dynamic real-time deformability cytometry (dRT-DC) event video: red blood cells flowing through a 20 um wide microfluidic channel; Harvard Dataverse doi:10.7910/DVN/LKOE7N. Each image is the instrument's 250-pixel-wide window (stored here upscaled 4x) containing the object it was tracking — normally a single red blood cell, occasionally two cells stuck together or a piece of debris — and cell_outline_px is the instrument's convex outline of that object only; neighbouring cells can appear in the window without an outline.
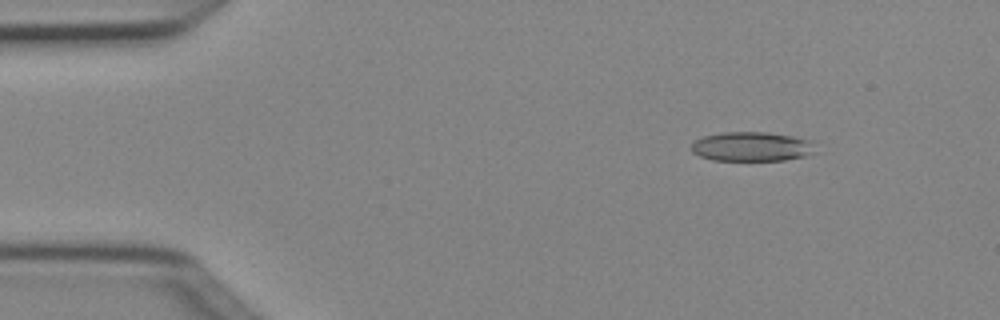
{"species": "Egyptian fruit bat (a non-hibernating species)", "species_latin": "Rousettus aegyptiacus", "temperature_condition": "cold", "stored_images_in_passage": 4, "camera_frame_rate_fps": 3000, "um_per_image_px": 0.085, "animal": {"sex": "female"}, "frame": {"image": 1, "passage_image": 2, "time_ms": 0.333, "image_size_px": [1000, 320], "cell_outline_px": [[812, 152], [804, 156], [784, 160], [712, 160], [700, 156], [692, 152], [688, 148], [696, 140], [704, 136], [720, 132], [768, 132], [792, 136], [808, 140]], "centroid_in_image_um": [63.78, 12.45], "position_along_channel_um": 21.2, "area_um2": 20.92}}
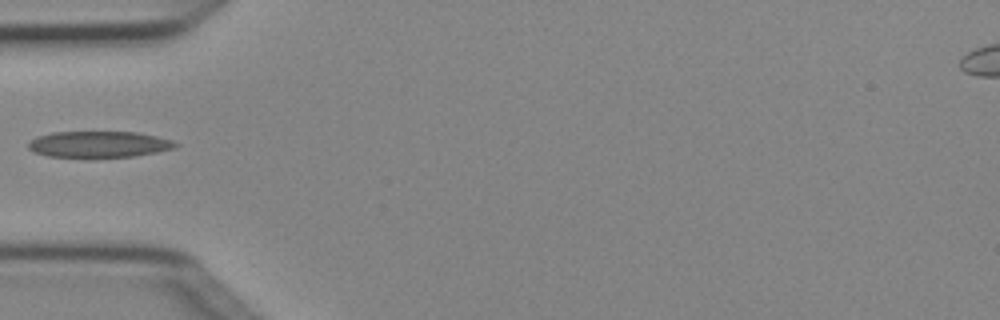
{"frame": {"image": 2, "passage_image": 4, "time_ms": 1.0, "image_size_px": [1000, 320], "cell_outline_px": [[180, 144], [176, 148], [156, 152], [132, 156], [92, 160], [84, 160], [48, 156], [32, 152], [28, 148], [28, 144], [36, 136], [52, 132], [136, 132], [156, 136], [172, 140]], "centroid_in_image_um": [8.36, 12.31], "position_along_channel_um": 76.6, "area_um2": 23.52}}